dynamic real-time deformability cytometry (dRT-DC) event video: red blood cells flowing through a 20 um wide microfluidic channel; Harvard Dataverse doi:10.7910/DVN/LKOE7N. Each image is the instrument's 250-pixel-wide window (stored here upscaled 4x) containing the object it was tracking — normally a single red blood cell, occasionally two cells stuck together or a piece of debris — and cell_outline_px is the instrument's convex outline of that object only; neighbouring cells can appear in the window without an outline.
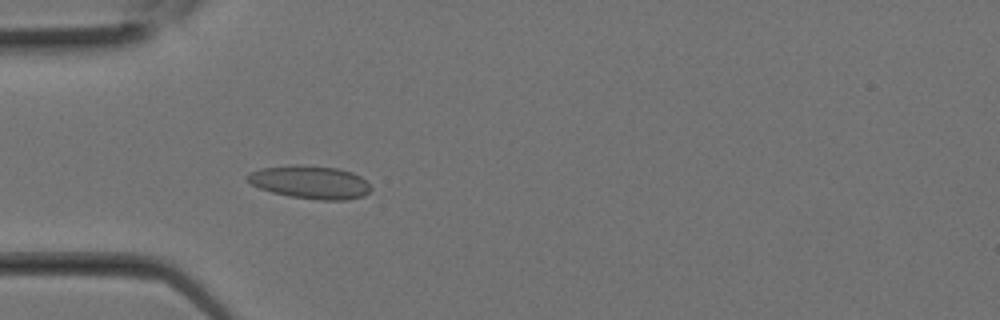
{"species": "Egyptian fruit bat (a non-hibernating species)", "species_latin": "Rousettus aegyptiacus", "temperature_condition": "room temperature", "stored_images_in_passage": 7, "camera_frame_rate_fps": 3000, "um_per_image_px": 0.085, "animal": {"sex": "female"}, "frame": {"image": 1, "passage_image": 7, "time_ms": 2.0, "image_size_px": [1000, 320], "cell_outline_px": [[372, 188], [364, 196], [348, 200], [320, 200], [288, 196], [272, 192], [260, 188], [252, 184], [244, 176], [248, 172], [260, 168], [292, 164], [300, 164], [340, 168], [352, 172], [360, 176]], "centroid_in_image_um": [26.34, 15.47], "position_along_channel_um": 58.7, "area_um2": 24.1}}